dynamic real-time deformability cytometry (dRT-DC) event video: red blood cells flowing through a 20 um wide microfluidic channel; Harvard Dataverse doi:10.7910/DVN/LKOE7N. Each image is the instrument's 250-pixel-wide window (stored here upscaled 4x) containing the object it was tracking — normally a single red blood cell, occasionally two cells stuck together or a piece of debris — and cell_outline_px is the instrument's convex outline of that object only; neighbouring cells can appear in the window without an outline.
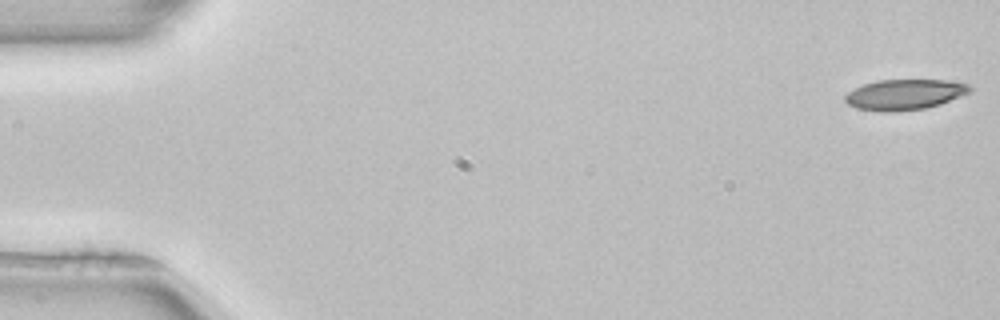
{"species": "common noctule bat (a hibernating species)", "species_latin": "Nyctalus noctula", "temperature_condition": "room temperature", "stored_images_in_passage": 52, "camera_frame_rate_fps": 3000, "um_per_image_px": 0.085, "animal": {"sex": "female", "body_mass_g": 22.7, "forearm_length_mm": 54.2}, "frame": {"image": 1, "passage_image": 1, "time_ms": 0.0, "image_size_px": [1000, 320], "cell_outline_px": [[972, 88], [968, 92], [940, 104], [924, 108], [892, 112], [880, 112], [856, 108], [848, 104], [844, 100], [844, 96], [848, 92], [864, 84], [876, 80], [948, 80], [968, 84]], "centroid_in_image_um": [76.84, 8.03], "position_along_channel_um": 8.2, "area_um2": 22.02}}
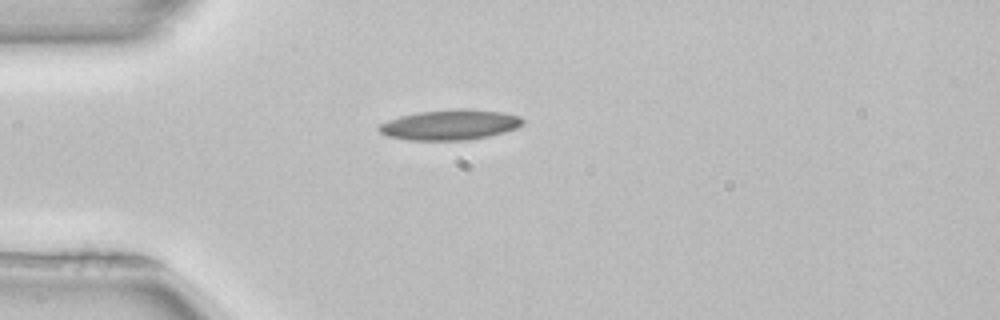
{"frame": {"image": 2, "passage_image": 14, "time_ms": 4.333, "image_size_px": [1000, 320], "cell_outline_px": [[524, 124], [516, 128], [504, 132], [488, 136], [468, 140], [408, 140], [388, 136], [380, 132], [376, 128], [380, 124], [388, 120], [400, 116], [420, 112], [460, 108], [500, 112], [520, 116], [524, 120]], "centroid_in_image_um": [38.25, 10.61], "position_along_channel_um": 46.8, "area_um2": 25.26}}
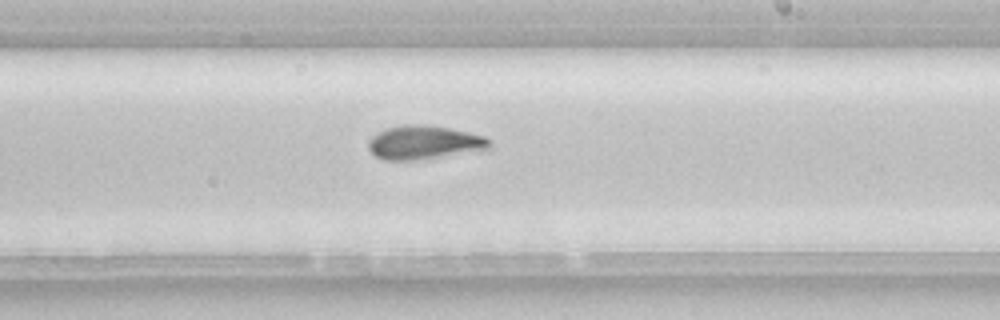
{"frame": {"image": 3, "passage_image": 31, "time_ms": 10.0, "image_size_px": [1000, 320], "cell_outline_px": [[492, 148], [416, 160], [384, 160], [376, 156], [368, 148], [368, 140], [376, 132], [384, 128], [400, 124], [424, 124], [448, 128], [468, 132], [484, 136], [492, 140]], "centroid_in_image_um": [36.02, 12.09], "position_along_channel_um": 253.0, "area_um2": 23.93}, "authors_computed_cell_mechanics": {"area_um2": 23.1778, "velocity_mm_per_s": 3.9479, "shape_relaxation_time_tau1_ms": 5.8558, "shape_relaxation_time_tau2_ms": 3.3414, "deformation_change_tau1": 0.1737, "deformation_change_tau2": 0.0983}}